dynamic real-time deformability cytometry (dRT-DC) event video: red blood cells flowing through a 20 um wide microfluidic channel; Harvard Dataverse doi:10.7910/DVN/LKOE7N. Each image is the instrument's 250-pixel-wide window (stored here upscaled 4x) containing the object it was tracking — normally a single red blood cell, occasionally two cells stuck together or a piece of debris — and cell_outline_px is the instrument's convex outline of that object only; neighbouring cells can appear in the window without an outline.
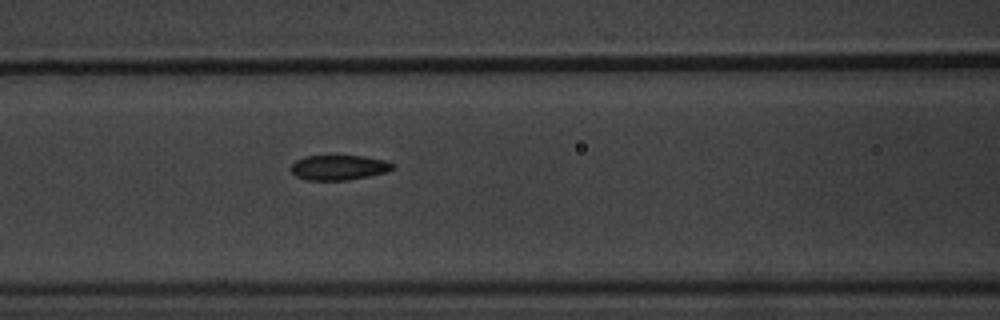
{"species": "common noctule bat (a hibernating species)", "species_latin": "Nyctalus noctula", "temperature_condition": "warm", "stored_images_in_passage": 8, "camera_frame_rate_fps": 3000, "um_per_image_px": 0.085, "animal": {"sex": "male", "body_mass_g": 20.1, "forearm_length_mm": 53.5}, "frame": {"image": 1, "passage_image": 8, "time_ms": 8.333, "image_size_px": [1000, 320], "cell_outline_px": [[396, 168], [388, 172], [348, 180], [304, 180], [296, 176], [292, 172], [292, 164], [296, 160], [304, 156], [364, 156], [384, 160], [396, 164]], "centroid_in_image_um": [28.84, 14.24], "position_along_channel_um": 137.8, "area_um2": 14.91}}